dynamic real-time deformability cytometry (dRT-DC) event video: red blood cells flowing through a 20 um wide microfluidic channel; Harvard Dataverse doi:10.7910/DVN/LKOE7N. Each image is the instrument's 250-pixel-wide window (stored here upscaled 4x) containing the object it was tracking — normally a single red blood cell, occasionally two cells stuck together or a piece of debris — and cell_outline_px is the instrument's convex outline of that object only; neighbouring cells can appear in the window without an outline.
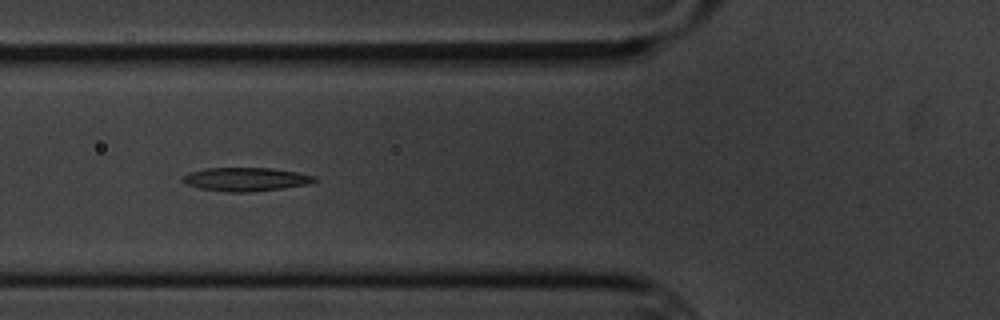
{"species": "common noctule bat (a hibernating species)", "species_latin": "Nyctalus noctula", "temperature_condition": "cold", "stored_images_in_passage": 5, "camera_frame_rate_fps": 3000, "um_per_image_px": 0.085, "animal": {"sex": "male", "body_mass_g": 20.1, "forearm_length_mm": 53.5}, "frame": {"image": 1, "passage_image": 4, "time_ms": 3.667, "image_size_px": [1000, 320], "cell_outline_px": [[316, 180], [312, 184], [252, 192], [228, 192], [200, 188], [184, 184], [180, 180], [188, 172], [204, 168], [272, 168], [296, 172], [316, 176]], "centroid_in_image_um": [20.88, 15.24], "position_along_channel_um": 104.9, "area_um2": 18.26}}
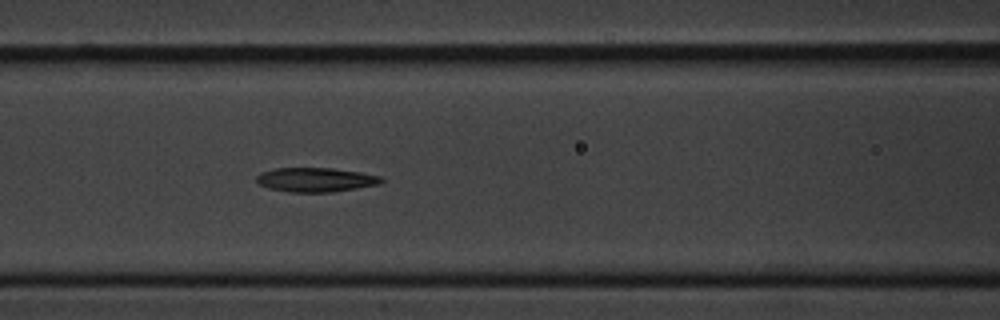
{"frame": {"image": 2, "passage_image": 5, "time_ms": 4.667, "image_size_px": [1000, 320], "cell_outline_px": [[384, 180], [380, 184], [332, 192], [288, 192], [268, 188], [256, 184], [256, 176], [260, 172], [276, 168], [332, 168], [360, 172], [380, 176]], "centroid_in_image_um": [26.79, 15.28], "position_along_channel_um": 139.8, "area_um2": 17.74}}